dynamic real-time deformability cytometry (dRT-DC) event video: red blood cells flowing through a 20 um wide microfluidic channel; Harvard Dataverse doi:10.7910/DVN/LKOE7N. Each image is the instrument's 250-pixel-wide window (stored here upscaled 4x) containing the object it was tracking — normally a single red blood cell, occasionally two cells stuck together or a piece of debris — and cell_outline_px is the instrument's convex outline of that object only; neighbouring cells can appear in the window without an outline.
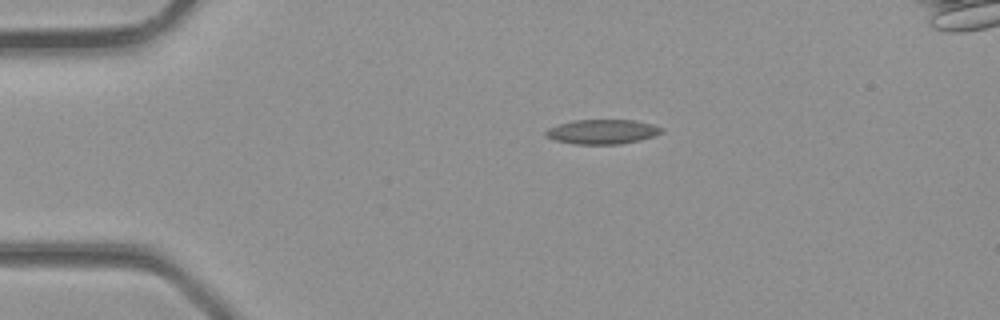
{"species": "common noctule bat (a hibernating species)", "species_latin": "Nyctalus noctula", "temperature_condition": "room temperature", "stored_images_in_passage": 2, "camera_frame_rate_fps": 3000, "um_per_image_px": 0.085, "animal": {"sex": "male", "body_mass_g": 23.1, "forearm_length_mm": 52.7}, "frame": {"image": 1, "passage_image": 1, "time_ms": 0.0, "image_size_px": [1000, 320], "cell_outline_px": [[664, 132], [656, 136], [640, 140], [620, 144], [572, 144], [556, 140], [544, 136], [544, 132], [548, 128], [572, 120], [636, 120], [652, 124], [664, 128]], "centroid_in_image_um": [51.23, 11.2], "position_along_channel_um": 33.8, "area_um2": 16.76}}